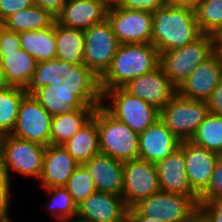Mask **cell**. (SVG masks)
Returning a JSON list of instances; mask_svg holds the SVG:
<instances>
[{
    "label": "cell",
    "instance_id": "obj_1",
    "mask_svg": "<svg viewBox=\"0 0 222 222\" xmlns=\"http://www.w3.org/2000/svg\"><path fill=\"white\" fill-rule=\"evenodd\" d=\"M24 90L52 117L105 103L100 79L85 64L74 65L57 58L38 63Z\"/></svg>",
    "mask_w": 222,
    "mask_h": 222
},
{
    "label": "cell",
    "instance_id": "obj_2",
    "mask_svg": "<svg viewBox=\"0 0 222 222\" xmlns=\"http://www.w3.org/2000/svg\"><path fill=\"white\" fill-rule=\"evenodd\" d=\"M202 34L193 8L163 5L152 13L151 44L159 53L183 47Z\"/></svg>",
    "mask_w": 222,
    "mask_h": 222
},
{
    "label": "cell",
    "instance_id": "obj_3",
    "mask_svg": "<svg viewBox=\"0 0 222 222\" xmlns=\"http://www.w3.org/2000/svg\"><path fill=\"white\" fill-rule=\"evenodd\" d=\"M159 62L160 53L151 43L119 44L109 69L100 78L102 94L153 71L160 65Z\"/></svg>",
    "mask_w": 222,
    "mask_h": 222
},
{
    "label": "cell",
    "instance_id": "obj_4",
    "mask_svg": "<svg viewBox=\"0 0 222 222\" xmlns=\"http://www.w3.org/2000/svg\"><path fill=\"white\" fill-rule=\"evenodd\" d=\"M97 128L100 153L122 162L139 158V134L102 105L97 106Z\"/></svg>",
    "mask_w": 222,
    "mask_h": 222
},
{
    "label": "cell",
    "instance_id": "obj_5",
    "mask_svg": "<svg viewBox=\"0 0 222 222\" xmlns=\"http://www.w3.org/2000/svg\"><path fill=\"white\" fill-rule=\"evenodd\" d=\"M46 146L11 134L0 136V168L10 178L11 171L39 180Z\"/></svg>",
    "mask_w": 222,
    "mask_h": 222
},
{
    "label": "cell",
    "instance_id": "obj_6",
    "mask_svg": "<svg viewBox=\"0 0 222 222\" xmlns=\"http://www.w3.org/2000/svg\"><path fill=\"white\" fill-rule=\"evenodd\" d=\"M216 51L213 35L202 34L183 47L160 53V66L178 88L189 74Z\"/></svg>",
    "mask_w": 222,
    "mask_h": 222
},
{
    "label": "cell",
    "instance_id": "obj_7",
    "mask_svg": "<svg viewBox=\"0 0 222 222\" xmlns=\"http://www.w3.org/2000/svg\"><path fill=\"white\" fill-rule=\"evenodd\" d=\"M111 103L102 106L117 120L127 124L134 132L140 134L153 124L160 116V110L127 92L123 87L106 90L102 101Z\"/></svg>",
    "mask_w": 222,
    "mask_h": 222
},
{
    "label": "cell",
    "instance_id": "obj_8",
    "mask_svg": "<svg viewBox=\"0 0 222 222\" xmlns=\"http://www.w3.org/2000/svg\"><path fill=\"white\" fill-rule=\"evenodd\" d=\"M210 113L208 102L176 94L161 110L159 118L181 141L190 140Z\"/></svg>",
    "mask_w": 222,
    "mask_h": 222
},
{
    "label": "cell",
    "instance_id": "obj_9",
    "mask_svg": "<svg viewBox=\"0 0 222 222\" xmlns=\"http://www.w3.org/2000/svg\"><path fill=\"white\" fill-rule=\"evenodd\" d=\"M134 208L142 216L163 222H187L199 212V205L191 197L161 190L141 200Z\"/></svg>",
    "mask_w": 222,
    "mask_h": 222
},
{
    "label": "cell",
    "instance_id": "obj_10",
    "mask_svg": "<svg viewBox=\"0 0 222 222\" xmlns=\"http://www.w3.org/2000/svg\"><path fill=\"white\" fill-rule=\"evenodd\" d=\"M84 64L100 79L109 69L119 42L108 19L84 31Z\"/></svg>",
    "mask_w": 222,
    "mask_h": 222
},
{
    "label": "cell",
    "instance_id": "obj_11",
    "mask_svg": "<svg viewBox=\"0 0 222 222\" xmlns=\"http://www.w3.org/2000/svg\"><path fill=\"white\" fill-rule=\"evenodd\" d=\"M122 198L128 209L160 191L155 163L134 159L123 162Z\"/></svg>",
    "mask_w": 222,
    "mask_h": 222
},
{
    "label": "cell",
    "instance_id": "obj_12",
    "mask_svg": "<svg viewBox=\"0 0 222 222\" xmlns=\"http://www.w3.org/2000/svg\"><path fill=\"white\" fill-rule=\"evenodd\" d=\"M107 19L119 44L151 43L152 13L120 6L107 11Z\"/></svg>",
    "mask_w": 222,
    "mask_h": 222
},
{
    "label": "cell",
    "instance_id": "obj_13",
    "mask_svg": "<svg viewBox=\"0 0 222 222\" xmlns=\"http://www.w3.org/2000/svg\"><path fill=\"white\" fill-rule=\"evenodd\" d=\"M51 119L52 116L33 95H25L11 135L48 146L50 145Z\"/></svg>",
    "mask_w": 222,
    "mask_h": 222
},
{
    "label": "cell",
    "instance_id": "obj_14",
    "mask_svg": "<svg viewBox=\"0 0 222 222\" xmlns=\"http://www.w3.org/2000/svg\"><path fill=\"white\" fill-rule=\"evenodd\" d=\"M222 81V52L216 50L199 64L177 88L181 97L208 102Z\"/></svg>",
    "mask_w": 222,
    "mask_h": 222
},
{
    "label": "cell",
    "instance_id": "obj_15",
    "mask_svg": "<svg viewBox=\"0 0 222 222\" xmlns=\"http://www.w3.org/2000/svg\"><path fill=\"white\" fill-rule=\"evenodd\" d=\"M123 88L159 110L177 94V87L160 65L153 71L130 80Z\"/></svg>",
    "mask_w": 222,
    "mask_h": 222
},
{
    "label": "cell",
    "instance_id": "obj_16",
    "mask_svg": "<svg viewBox=\"0 0 222 222\" xmlns=\"http://www.w3.org/2000/svg\"><path fill=\"white\" fill-rule=\"evenodd\" d=\"M127 211L122 196L96 191L77 205L76 217L87 222H126Z\"/></svg>",
    "mask_w": 222,
    "mask_h": 222
},
{
    "label": "cell",
    "instance_id": "obj_17",
    "mask_svg": "<svg viewBox=\"0 0 222 222\" xmlns=\"http://www.w3.org/2000/svg\"><path fill=\"white\" fill-rule=\"evenodd\" d=\"M184 152L185 169L191 189L199 196L209 185L218 154L183 140L179 146Z\"/></svg>",
    "mask_w": 222,
    "mask_h": 222
},
{
    "label": "cell",
    "instance_id": "obj_18",
    "mask_svg": "<svg viewBox=\"0 0 222 222\" xmlns=\"http://www.w3.org/2000/svg\"><path fill=\"white\" fill-rule=\"evenodd\" d=\"M160 190L191 197L197 204L199 196L191 189L185 169L184 152L179 147L155 163Z\"/></svg>",
    "mask_w": 222,
    "mask_h": 222
},
{
    "label": "cell",
    "instance_id": "obj_19",
    "mask_svg": "<svg viewBox=\"0 0 222 222\" xmlns=\"http://www.w3.org/2000/svg\"><path fill=\"white\" fill-rule=\"evenodd\" d=\"M180 143L159 118L139 134V159L156 163L178 149Z\"/></svg>",
    "mask_w": 222,
    "mask_h": 222
},
{
    "label": "cell",
    "instance_id": "obj_20",
    "mask_svg": "<svg viewBox=\"0 0 222 222\" xmlns=\"http://www.w3.org/2000/svg\"><path fill=\"white\" fill-rule=\"evenodd\" d=\"M79 163L63 145H48L43 158L39 183L43 188L65 186Z\"/></svg>",
    "mask_w": 222,
    "mask_h": 222
},
{
    "label": "cell",
    "instance_id": "obj_21",
    "mask_svg": "<svg viewBox=\"0 0 222 222\" xmlns=\"http://www.w3.org/2000/svg\"><path fill=\"white\" fill-rule=\"evenodd\" d=\"M82 165L90 173L97 191L122 195L124 171L122 161L99 152Z\"/></svg>",
    "mask_w": 222,
    "mask_h": 222
},
{
    "label": "cell",
    "instance_id": "obj_22",
    "mask_svg": "<svg viewBox=\"0 0 222 222\" xmlns=\"http://www.w3.org/2000/svg\"><path fill=\"white\" fill-rule=\"evenodd\" d=\"M108 9L98 0H67L56 17L60 25L85 31L107 18Z\"/></svg>",
    "mask_w": 222,
    "mask_h": 222
},
{
    "label": "cell",
    "instance_id": "obj_23",
    "mask_svg": "<svg viewBox=\"0 0 222 222\" xmlns=\"http://www.w3.org/2000/svg\"><path fill=\"white\" fill-rule=\"evenodd\" d=\"M0 60L8 85L23 89L28 85L38 65V61L24 49L0 53Z\"/></svg>",
    "mask_w": 222,
    "mask_h": 222
},
{
    "label": "cell",
    "instance_id": "obj_24",
    "mask_svg": "<svg viewBox=\"0 0 222 222\" xmlns=\"http://www.w3.org/2000/svg\"><path fill=\"white\" fill-rule=\"evenodd\" d=\"M63 147L79 164L85 163L99 153L97 108L93 117L64 143Z\"/></svg>",
    "mask_w": 222,
    "mask_h": 222
},
{
    "label": "cell",
    "instance_id": "obj_25",
    "mask_svg": "<svg viewBox=\"0 0 222 222\" xmlns=\"http://www.w3.org/2000/svg\"><path fill=\"white\" fill-rule=\"evenodd\" d=\"M100 105H87L69 114H60L51 119L50 144L63 145L66 143L94 114Z\"/></svg>",
    "mask_w": 222,
    "mask_h": 222
},
{
    "label": "cell",
    "instance_id": "obj_26",
    "mask_svg": "<svg viewBox=\"0 0 222 222\" xmlns=\"http://www.w3.org/2000/svg\"><path fill=\"white\" fill-rule=\"evenodd\" d=\"M56 58L74 65L84 64V31L54 22Z\"/></svg>",
    "mask_w": 222,
    "mask_h": 222
},
{
    "label": "cell",
    "instance_id": "obj_27",
    "mask_svg": "<svg viewBox=\"0 0 222 222\" xmlns=\"http://www.w3.org/2000/svg\"><path fill=\"white\" fill-rule=\"evenodd\" d=\"M21 49L27 51L38 63L56 58L54 23L42 30L19 33Z\"/></svg>",
    "mask_w": 222,
    "mask_h": 222
},
{
    "label": "cell",
    "instance_id": "obj_28",
    "mask_svg": "<svg viewBox=\"0 0 222 222\" xmlns=\"http://www.w3.org/2000/svg\"><path fill=\"white\" fill-rule=\"evenodd\" d=\"M56 18L45 9L32 5L8 17L2 25L9 30L21 33L29 30H42L50 27Z\"/></svg>",
    "mask_w": 222,
    "mask_h": 222
},
{
    "label": "cell",
    "instance_id": "obj_29",
    "mask_svg": "<svg viewBox=\"0 0 222 222\" xmlns=\"http://www.w3.org/2000/svg\"><path fill=\"white\" fill-rule=\"evenodd\" d=\"M25 90L9 86L0 91V136L11 134L18 117Z\"/></svg>",
    "mask_w": 222,
    "mask_h": 222
},
{
    "label": "cell",
    "instance_id": "obj_30",
    "mask_svg": "<svg viewBox=\"0 0 222 222\" xmlns=\"http://www.w3.org/2000/svg\"><path fill=\"white\" fill-rule=\"evenodd\" d=\"M190 140L218 154L222 149V117L209 113Z\"/></svg>",
    "mask_w": 222,
    "mask_h": 222
},
{
    "label": "cell",
    "instance_id": "obj_31",
    "mask_svg": "<svg viewBox=\"0 0 222 222\" xmlns=\"http://www.w3.org/2000/svg\"><path fill=\"white\" fill-rule=\"evenodd\" d=\"M194 10L203 34L214 35L222 26V0H197Z\"/></svg>",
    "mask_w": 222,
    "mask_h": 222
},
{
    "label": "cell",
    "instance_id": "obj_32",
    "mask_svg": "<svg viewBox=\"0 0 222 222\" xmlns=\"http://www.w3.org/2000/svg\"><path fill=\"white\" fill-rule=\"evenodd\" d=\"M44 189L51 198L47 206L51 216H54L59 221L76 218L77 205L73 202L71 195L64 186Z\"/></svg>",
    "mask_w": 222,
    "mask_h": 222
},
{
    "label": "cell",
    "instance_id": "obj_33",
    "mask_svg": "<svg viewBox=\"0 0 222 222\" xmlns=\"http://www.w3.org/2000/svg\"><path fill=\"white\" fill-rule=\"evenodd\" d=\"M64 187L76 205H79L88 196L97 191L90 173L82 164H79L74 170Z\"/></svg>",
    "mask_w": 222,
    "mask_h": 222
},
{
    "label": "cell",
    "instance_id": "obj_34",
    "mask_svg": "<svg viewBox=\"0 0 222 222\" xmlns=\"http://www.w3.org/2000/svg\"><path fill=\"white\" fill-rule=\"evenodd\" d=\"M222 198V161L217 160L208 187L199 195V201H214Z\"/></svg>",
    "mask_w": 222,
    "mask_h": 222
},
{
    "label": "cell",
    "instance_id": "obj_35",
    "mask_svg": "<svg viewBox=\"0 0 222 222\" xmlns=\"http://www.w3.org/2000/svg\"><path fill=\"white\" fill-rule=\"evenodd\" d=\"M11 179L0 168V222H12L9 217Z\"/></svg>",
    "mask_w": 222,
    "mask_h": 222
},
{
    "label": "cell",
    "instance_id": "obj_36",
    "mask_svg": "<svg viewBox=\"0 0 222 222\" xmlns=\"http://www.w3.org/2000/svg\"><path fill=\"white\" fill-rule=\"evenodd\" d=\"M199 212L207 222H222V198L214 201H198Z\"/></svg>",
    "mask_w": 222,
    "mask_h": 222
},
{
    "label": "cell",
    "instance_id": "obj_37",
    "mask_svg": "<svg viewBox=\"0 0 222 222\" xmlns=\"http://www.w3.org/2000/svg\"><path fill=\"white\" fill-rule=\"evenodd\" d=\"M19 33L9 30L3 25L0 27V53H11L20 50Z\"/></svg>",
    "mask_w": 222,
    "mask_h": 222
},
{
    "label": "cell",
    "instance_id": "obj_38",
    "mask_svg": "<svg viewBox=\"0 0 222 222\" xmlns=\"http://www.w3.org/2000/svg\"><path fill=\"white\" fill-rule=\"evenodd\" d=\"M34 5V0H0V23L16 12Z\"/></svg>",
    "mask_w": 222,
    "mask_h": 222
},
{
    "label": "cell",
    "instance_id": "obj_39",
    "mask_svg": "<svg viewBox=\"0 0 222 222\" xmlns=\"http://www.w3.org/2000/svg\"><path fill=\"white\" fill-rule=\"evenodd\" d=\"M161 6H163V0H123V3L120 5L122 8L151 13Z\"/></svg>",
    "mask_w": 222,
    "mask_h": 222
},
{
    "label": "cell",
    "instance_id": "obj_40",
    "mask_svg": "<svg viewBox=\"0 0 222 222\" xmlns=\"http://www.w3.org/2000/svg\"><path fill=\"white\" fill-rule=\"evenodd\" d=\"M67 0H34V4L45 9L49 12L53 17H57Z\"/></svg>",
    "mask_w": 222,
    "mask_h": 222
},
{
    "label": "cell",
    "instance_id": "obj_41",
    "mask_svg": "<svg viewBox=\"0 0 222 222\" xmlns=\"http://www.w3.org/2000/svg\"><path fill=\"white\" fill-rule=\"evenodd\" d=\"M208 105L210 113L222 117V81L214 89Z\"/></svg>",
    "mask_w": 222,
    "mask_h": 222
},
{
    "label": "cell",
    "instance_id": "obj_42",
    "mask_svg": "<svg viewBox=\"0 0 222 222\" xmlns=\"http://www.w3.org/2000/svg\"><path fill=\"white\" fill-rule=\"evenodd\" d=\"M126 222H163L160 219L142 216L134 207L127 211Z\"/></svg>",
    "mask_w": 222,
    "mask_h": 222
},
{
    "label": "cell",
    "instance_id": "obj_43",
    "mask_svg": "<svg viewBox=\"0 0 222 222\" xmlns=\"http://www.w3.org/2000/svg\"><path fill=\"white\" fill-rule=\"evenodd\" d=\"M197 0H163L164 6L188 7L195 9Z\"/></svg>",
    "mask_w": 222,
    "mask_h": 222
},
{
    "label": "cell",
    "instance_id": "obj_44",
    "mask_svg": "<svg viewBox=\"0 0 222 222\" xmlns=\"http://www.w3.org/2000/svg\"><path fill=\"white\" fill-rule=\"evenodd\" d=\"M213 40H214V43H215L216 50L220 51L222 49V26L213 35Z\"/></svg>",
    "mask_w": 222,
    "mask_h": 222
},
{
    "label": "cell",
    "instance_id": "obj_45",
    "mask_svg": "<svg viewBox=\"0 0 222 222\" xmlns=\"http://www.w3.org/2000/svg\"><path fill=\"white\" fill-rule=\"evenodd\" d=\"M102 3L107 9L118 7L123 3V0H98Z\"/></svg>",
    "mask_w": 222,
    "mask_h": 222
},
{
    "label": "cell",
    "instance_id": "obj_46",
    "mask_svg": "<svg viewBox=\"0 0 222 222\" xmlns=\"http://www.w3.org/2000/svg\"><path fill=\"white\" fill-rule=\"evenodd\" d=\"M8 87H9V85L6 82L5 75H4V70H3V67H2V64H1V60H0V91L6 89Z\"/></svg>",
    "mask_w": 222,
    "mask_h": 222
},
{
    "label": "cell",
    "instance_id": "obj_47",
    "mask_svg": "<svg viewBox=\"0 0 222 222\" xmlns=\"http://www.w3.org/2000/svg\"><path fill=\"white\" fill-rule=\"evenodd\" d=\"M187 222H207V220L198 212Z\"/></svg>",
    "mask_w": 222,
    "mask_h": 222
},
{
    "label": "cell",
    "instance_id": "obj_48",
    "mask_svg": "<svg viewBox=\"0 0 222 222\" xmlns=\"http://www.w3.org/2000/svg\"><path fill=\"white\" fill-rule=\"evenodd\" d=\"M60 222H87V221H83L76 217L75 219L74 218L64 219V220H61Z\"/></svg>",
    "mask_w": 222,
    "mask_h": 222
},
{
    "label": "cell",
    "instance_id": "obj_49",
    "mask_svg": "<svg viewBox=\"0 0 222 222\" xmlns=\"http://www.w3.org/2000/svg\"><path fill=\"white\" fill-rule=\"evenodd\" d=\"M218 158L222 161V149L218 153Z\"/></svg>",
    "mask_w": 222,
    "mask_h": 222
}]
</instances>
